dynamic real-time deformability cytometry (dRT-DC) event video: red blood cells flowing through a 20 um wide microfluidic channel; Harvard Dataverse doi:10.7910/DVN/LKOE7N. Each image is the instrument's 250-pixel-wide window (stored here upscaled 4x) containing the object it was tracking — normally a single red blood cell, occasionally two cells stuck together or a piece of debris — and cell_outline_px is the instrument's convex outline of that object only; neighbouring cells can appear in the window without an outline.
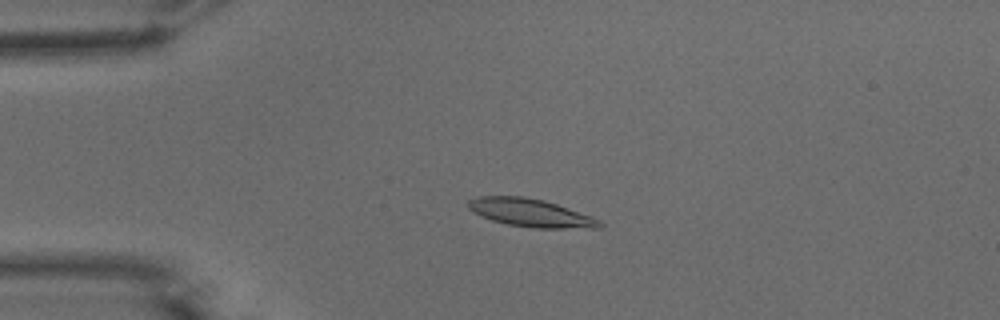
{"species": "common noctule bat (a hibernating species)", "species_latin": "Nyctalus noctula", "temperature_condition": "warm", "stored_images_in_passage": 53, "camera_frame_rate_fps": 3000, "um_per_image_px": 0.085, "animal": {"sex": "male", "body_mass_g": 15.6}, "frame": {"image": 1, "passage_image": 13, "time_ms": 4.0, "image_size_px": [1000, 320], "cell_outline_px": [[604, 224], [600, 228], [536, 228], [508, 224], [492, 220], [472, 212], [468, 208], [468, 200], [480, 196], [524, 196], [544, 200], [592, 216], [600, 220]], "centroid_in_image_um": [45.12, 18.09], "position_along_channel_um": 39.9, "area_um2": 21.39}}
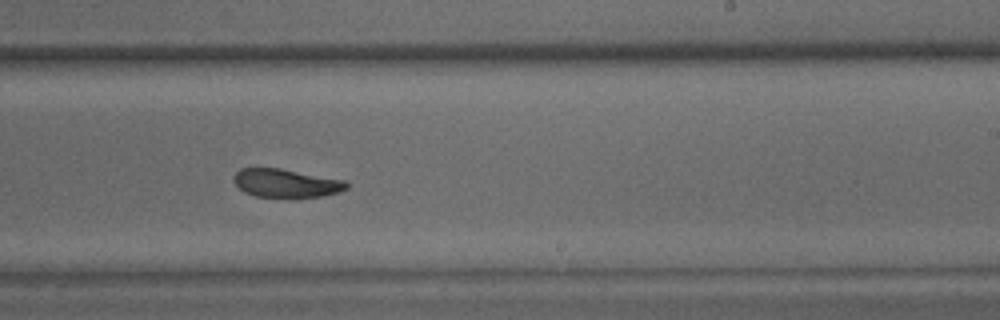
{"frame": {"image": 2, "passage_image": 33, "time_ms": 10.667, "image_size_px": [1000, 320], "cell_outline_px": [[348, 188], [340, 192], [320, 196], [292, 200], [288, 200], [256, 196], [244, 192], [232, 180], [232, 176], [240, 168], [280, 168], [344, 180], [348, 184]], "centroid_in_image_um": [24.3, 15.61], "position_along_channel_um": 264.7, "area_um2": 19.36}}
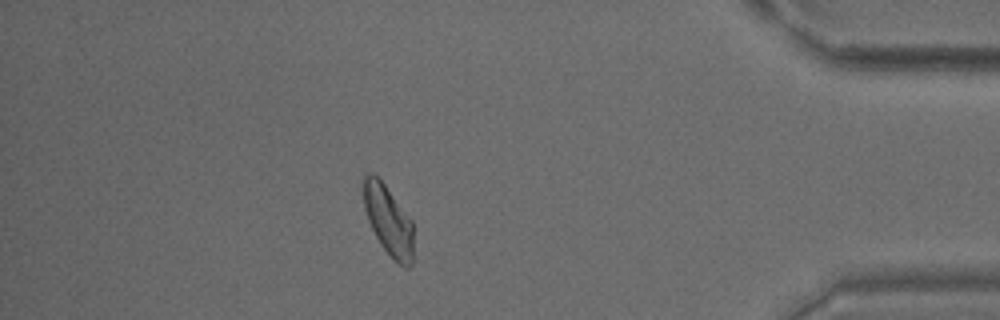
{"frame": {"image": 3, "passage_image": 47, "time_ms": 15.333, "image_size_px": [1000, 320], "cell_outline_px": [[412, 264], [408, 268], [404, 268], [380, 244], [368, 220], [364, 208], [360, 184], [364, 176], [368, 172], [372, 172], [384, 184], [412, 220]], "centroid_in_image_um": [32.96, 18.66], "position_along_channel_um": 402.2, "area_um2": 20.29}, "authors_computed_cell_mechanics": {"area_um2": 20.2878, "velocity_mm_per_s": 3.8086, "shape_relaxation_time_tau1_ms": 5.679, "shape_relaxation_time_tau2_ms": 2.8144, "deformation_change_tau1": 0.1649, "deformation_change_tau2": 0.0841}}